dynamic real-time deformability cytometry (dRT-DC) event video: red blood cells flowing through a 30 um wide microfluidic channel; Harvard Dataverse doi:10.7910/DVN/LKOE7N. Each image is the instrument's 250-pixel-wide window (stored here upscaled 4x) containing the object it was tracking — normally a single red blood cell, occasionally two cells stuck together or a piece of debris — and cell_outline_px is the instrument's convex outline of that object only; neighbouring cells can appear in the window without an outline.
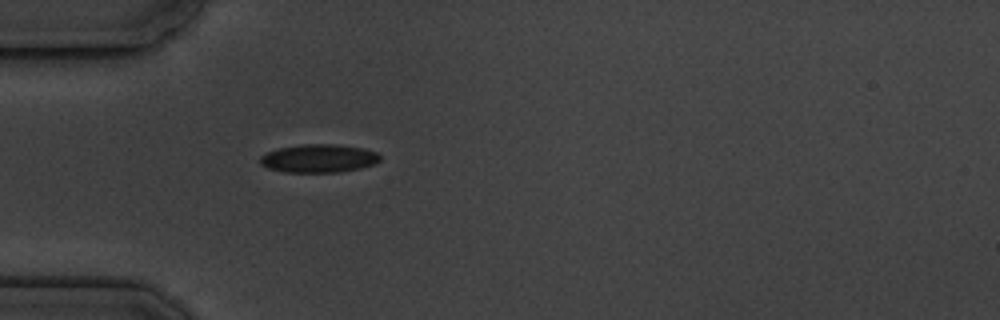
{"species": "common noctule bat (a hibernating species)", "species_latin": "Nyctalus noctula", "temperature_condition": "cold", "stored_images_in_passage": 1, "camera_frame_rate_fps": 3000, "um_per_image_px": 0.085, "animal": {"sex": "male", "body_mass_g": 19.5, "forearm_length_mm": 54.6}, "frame": {"image": 1, "passage_image": 1, "time_ms": 0.0, "image_size_px": [1000, 320], "cell_outline_px": [[380, 160], [376, 164], [360, 168], [340, 172], [284, 172], [268, 168], [260, 164], [260, 156], [268, 152], [280, 148], [300, 144], [336, 144], [364, 148], [376, 152], [380, 156]], "centroid_in_image_um": [27.11, 13.46], "position_along_channel_um": 57.9, "area_um2": 19.83}}